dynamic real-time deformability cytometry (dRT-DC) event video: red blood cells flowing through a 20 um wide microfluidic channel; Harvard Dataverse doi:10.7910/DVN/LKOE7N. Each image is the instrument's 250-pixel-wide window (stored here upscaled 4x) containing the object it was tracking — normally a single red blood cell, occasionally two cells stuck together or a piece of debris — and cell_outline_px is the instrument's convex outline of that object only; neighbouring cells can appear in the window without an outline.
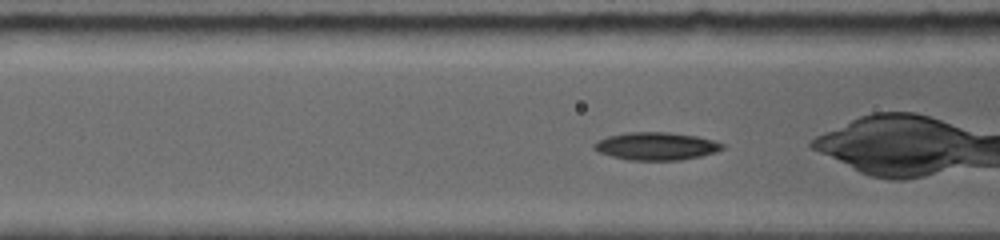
{"species": "common noctule bat (a hibernating species)", "species_latin": "Nyctalus noctula", "temperature_condition": "room temperature", "stored_images_in_passage": 61, "camera_frame_rate_fps": 5000, "um_per_image_px": 0.085, "animal": {"sex": "female", "body_mass_g": 19.0, "forearm_length_mm": 56.7}, "frame": {"image": 1, "passage_image": 16, "time_ms": 3.0, "image_size_px": [1000, 240], "cell_outline_px": [[724, 148], [716, 152], [700, 156], [680, 160], [628, 160], [612, 156], [600, 152], [592, 148], [592, 144], [596, 140], [608, 136], [624, 132], [668, 132], [696, 136], [712, 140], [724, 144]], "centroid_in_image_um": [55.74, 12.42], "position_along_channel_um": 110.9, "area_um2": 20.81}}
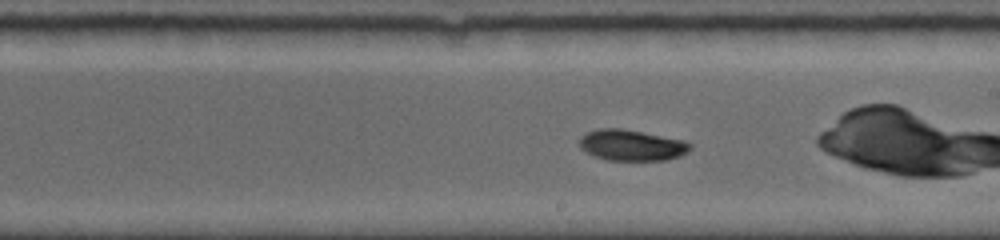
{"frame": {"image": 2, "passage_image": 32, "time_ms": 6.2, "image_size_px": [1000, 240], "cell_outline_px": [[692, 148], [688, 152], [680, 156], [664, 160], [608, 160], [584, 152], [580, 148], [580, 136], [588, 132], [600, 128], [620, 128], [684, 140], [692, 144]], "centroid_in_image_um": [53.7, 12.34], "position_along_channel_um": 235.3, "area_um2": 19.94}}
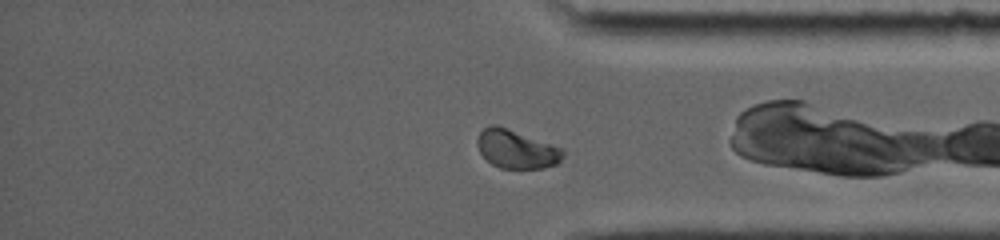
{"frame": {"image": 3, "passage_image": 52, "time_ms": 10.2, "image_size_px": [1000, 240], "cell_outline_px": [[564, 156], [556, 164], [544, 168], [500, 168], [492, 164], [480, 152], [476, 144], [476, 140], [480, 132], [488, 124], [496, 124], [508, 128], [564, 148]], "centroid_in_image_um": [43.9, 12.66], "position_along_channel_um": 391.3, "area_um2": 19.36}, "authors_computed_cell_mechanics": {"area_um2": 19.363, "velocity_mm_per_s": 3.9026, "shape_relaxation_time_tau1_ms": 8.3037, "shape_relaxation_time_tau2_ms": 4.57, "deformation_change_tau1": 0.188, "deformation_change_tau2": 0.0653}}